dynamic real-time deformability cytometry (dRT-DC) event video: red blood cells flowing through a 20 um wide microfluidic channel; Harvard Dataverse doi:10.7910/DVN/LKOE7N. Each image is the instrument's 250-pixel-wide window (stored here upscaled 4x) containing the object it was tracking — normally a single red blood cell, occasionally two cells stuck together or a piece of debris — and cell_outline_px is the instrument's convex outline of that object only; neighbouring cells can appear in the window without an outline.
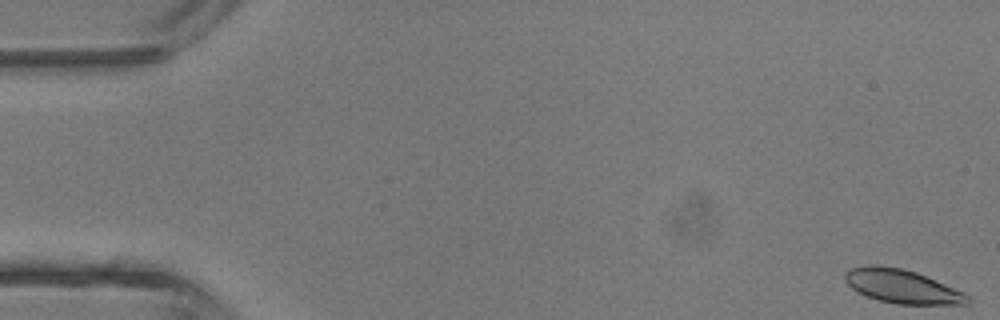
{"species": "common noctule bat (a hibernating species)", "species_latin": "Nyctalus noctula", "temperature_condition": "room temperature", "stored_images_in_passage": 5, "camera_frame_rate_fps": 3000, "um_per_image_px": 0.085, "animal": {"sex": "male", "body_mass_g": 13.3}, "frame": {"image": 1, "passage_image": 1, "time_ms": 0.0, "image_size_px": [1000, 320], "cell_outline_px": [[972, 300], [968, 304], [896, 304], [880, 300], [856, 292], [844, 280], [844, 272], [848, 268], [868, 264], [876, 264], [904, 268], [916, 272], [964, 292]], "centroid_in_image_um": [76.63, 24.32], "position_along_channel_um": 8.4, "area_um2": 24.28}}
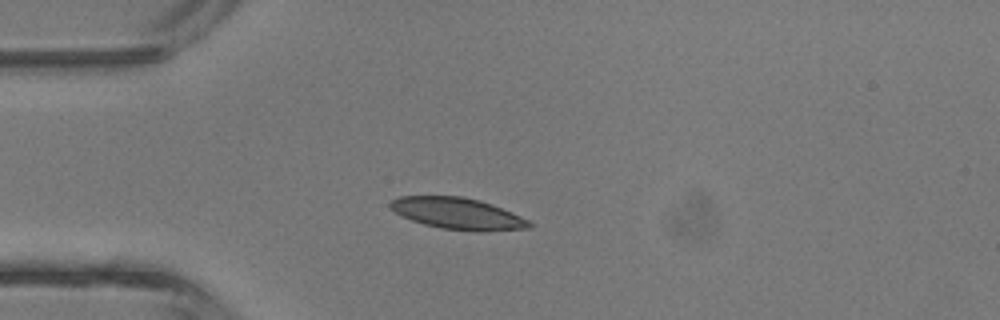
{"frame": {"image": 2, "passage_image": 4, "time_ms": 3.667, "image_size_px": [1000, 320], "cell_outline_px": [[532, 228], [480, 232], [476, 232], [440, 228], [424, 224], [400, 216], [388, 204], [392, 200], [400, 196], [464, 196], [480, 200], [492, 204], [520, 216], [528, 220], [532, 224]], "centroid_in_image_um": [38.92, 18.16], "position_along_channel_um": 46.1, "area_um2": 25.61}}